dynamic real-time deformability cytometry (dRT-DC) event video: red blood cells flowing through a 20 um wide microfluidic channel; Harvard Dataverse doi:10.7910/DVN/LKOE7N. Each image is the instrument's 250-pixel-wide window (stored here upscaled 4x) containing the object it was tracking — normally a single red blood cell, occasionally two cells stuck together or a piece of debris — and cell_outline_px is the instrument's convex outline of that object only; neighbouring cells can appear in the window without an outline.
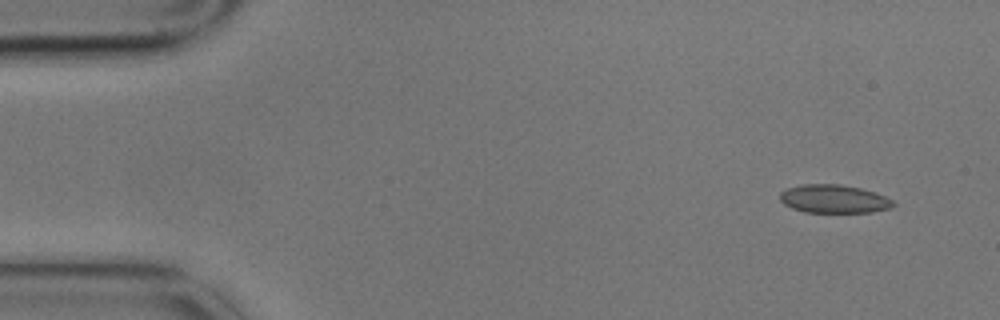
{"species": "common noctule bat (a hibernating species)", "species_latin": "Nyctalus noctula", "temperature_condition": "cold", "stored_images_in_passage": 15, "camera_frame_rate_fps": 3000, "um_per_image_px": 0.085, "animal": {"sex": "male", "body_mass_g": 17.9}, "frame": {"image": 1, "passage_image": 1, "time_ms": 0.0, "image_size_px": [1000, 320], "cell_outline_px": [[896, 204], [892, 208], [872, 212], [804, 212], [792, 208], [784, 204], [780, 200], [780, 192], [784, 188], [800, 184], [840, 184], [860, 188], [876, 192], [892, 200]], "centroid_in_image_um": [70.86, 16.9], "position_along_channel_um": 14.1, "area_um2": 18.9}}
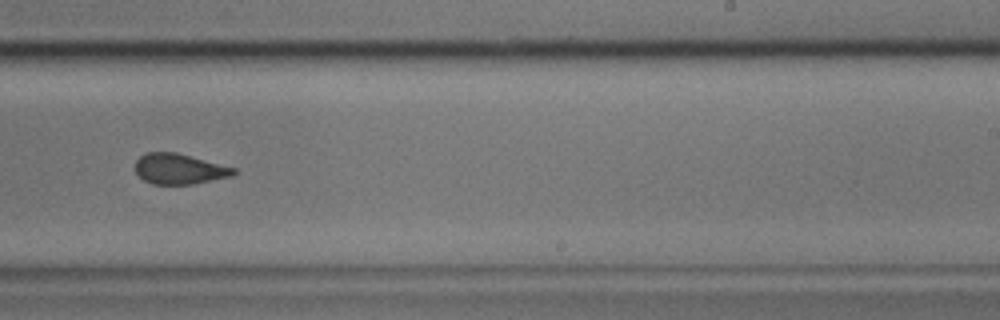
{"frame": {"image": 2, "passage_image": 9, "time_ms": 2.667, "image_size_px": [1000, 320], "cell_outline_px": [[236, 172], [232, 176], [192, 184], [152, 184], [144, 180], [136, 172], [136, 160], [140, 156], [148, 152], [176, 152], [236, 168]], "centroid_in_image_um": [15.24, 14.35], "position_along_channel_um": 273.8, "area_um2": 17.34}}
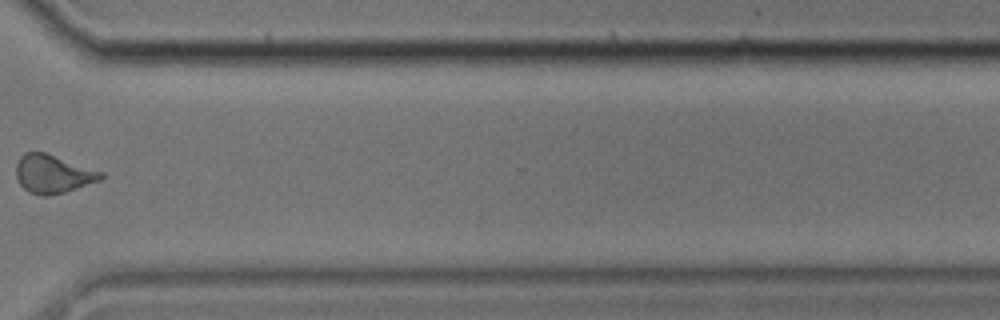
{"frame": {"image": 3, "passage_image": 11, "time_ms": 3.333, "image_size_px": [1000, 320], "cell_outline_px": [[104, 176], [100, 180], [64, 192], [48, 196], [40, 196], [28, 192], [20, 184], [16, 176], [16, 164], [20, 156], [24, 152], [44, 152], [104, 172]], "centroid_in_image_um": [4.48, 14.79], "position_along_channel_um": 366.1, "area_um2": 18.9}}